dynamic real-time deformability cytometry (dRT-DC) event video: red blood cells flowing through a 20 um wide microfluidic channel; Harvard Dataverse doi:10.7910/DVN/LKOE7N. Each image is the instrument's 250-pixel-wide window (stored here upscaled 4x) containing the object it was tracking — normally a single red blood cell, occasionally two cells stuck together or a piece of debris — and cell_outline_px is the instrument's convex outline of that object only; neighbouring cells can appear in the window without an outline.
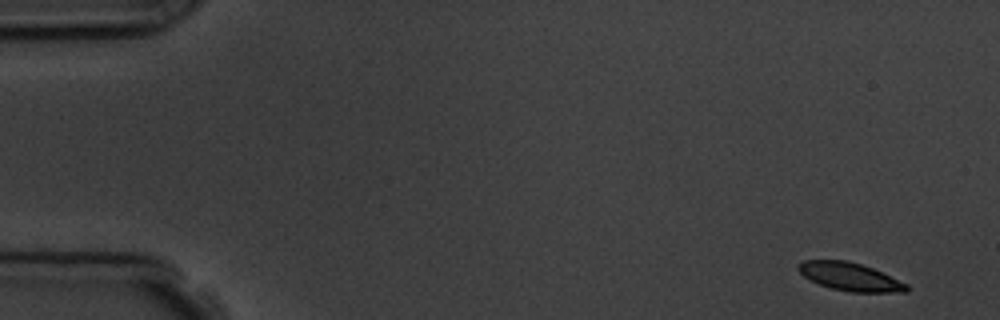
{"species": "common noctule bat (a hibernating species)", "species_latin": "Nyctalus noctula", "temperature_condition": "room temperature", "stored_images_in_passage": 8, "camera_frame_rate_fps": 3000, "um_per_image_px": 0.085, "animal": {"sex": "male", "body_mass_g": 19.5, "forearm_length_mm": 54.6}, "frame": {"image": 1, "passage_image": 1, "time_ms": 0.0, "image_size_px": [1000, 320], "cell_outline_px": [[908, 292], [848, 292], [832, 288], [820, 284], [804, 276], [796, 268], [796, 264], [804, 260], [848, 260], [872, 268], [908, 284]], "centroid_in_image_um": [72.23, 23.51], "position_along_channel_um": 12.8, "area_um2": 17.63}}
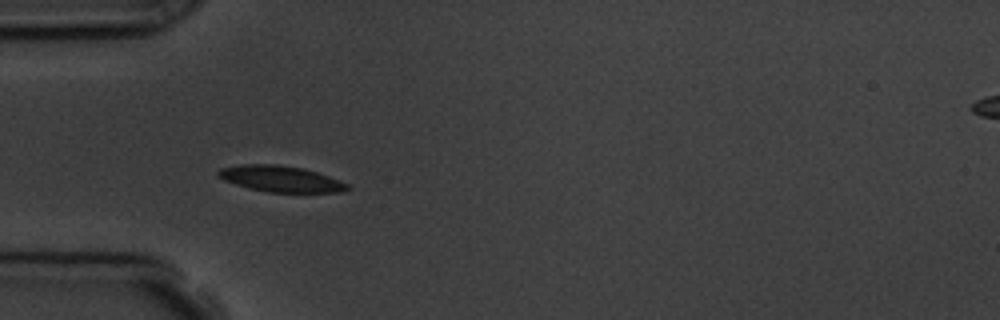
{"frame": {"image": 2, "passage_image": 5, "time_ms": 4.667, "image_size_px": [1000, 320], "cell_outline_px": [[352, 188], [344, 192], [268, 192], [248, 188], [224, 180], [216, 176], [216, 172], [220, 168], [244, 164], [276, 164], [304, 168], [340, 180], [348, 184]], "centroid_in_image_um": [23.86, 15.2], "position_along_channel_um": 61.1, "area_um2": 19.71}}